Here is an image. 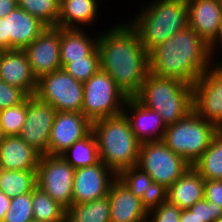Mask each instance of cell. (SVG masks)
Returning a JSON list of instances; mask_svg holds the SVG:
<instances>
[{
  "instance_id": "6da1fadb",
  "label": "cell",
  "mask_w": 222,
  "mask_h": 222,
  "mask_svg": "<svg viewBox=\"0 0 222 222\" xmlns=\"http://www.w3.org/2000/svg\"><path fill=\"white\" fill-rule=\"evenodd\" d=\"M113 27L99 34L100 67L128 97H134L149 73L148 52L129 22Z\"/></svg>"
},
{
  "instance_id": "7a4b0ae2",
  "label": "cell",
  "mask_w": 222,
  "mask_h": 222,
  "mask_svg": "<svg viewBox=\"0 0 222 222\" xmlns=\"http://www.w3.org/2000/svg\"><path fill=\"white\" fill-rule=\"evenodd\" d=\"M214 53L190 26L179 31L149 53V72L192 85L214 65Z\"/></svg>"
},
{
  "instance_id": "3957f363",
  "label": "cell",
  "mask_w": 222,
  "mask_h": 222,
  "mask_svg": "<svg viewBox=\"0 0 222 222\" xmlns=\"http://www.w3.org/2000/svg\"><path fill=\"white\" fill-rule=\"evenodd\" d=\"M128 20L149 53L188 26L186 0H152Z\"/></svg>"
},
{
  "instance_id": "277c9868",
  "label": "cell",
  "mask_w": 222,
  "mask_h": 222,
  "mask_svg": "<svg viewBox=\"0 0 222 222\" xmlns=\"http://www.w3.org/2000/svg\"><path fill=\"white\" fill-rule=\"evenodd\" d=\"M100 161L116 174L137 165L141 142L133 134L126 116L121 113L92 122Z\"/></svg>"
},
{
  "instance_id": "5b68a950",
  "label": "cell",
  "mask_w": 222,
  "mask_h": 222,
  "mask_svg": "<svg viewBox=\"0 0 222 222\" xmlns=\"http://www.w3.org/2000/svg\"><path fill=\"white\" fill-rule=\"evenodd\" d=\"M147 108L158 112L166 126L186 117L193 110V86L177 79L149 72L134 96Z\"/></svg>"
},
{
  "instance_id": "8992f818",
  "label": "cell",
  "mask_w": 222,
  "mask_h": 222,
  "mask_svg": "<svg viewBox=\"0 0 222 222\" xmlns=\"http://www.w3.org/2000/svg\"><path fill=\"white\" fill-rule=\"evenodd\" d=\"M218 128L192 110L186 117L166 127L162 141L191 165L209 147Z\"/></svg>"
},
{
  "instance_id": "52a82bcc",
  "label": "cell",
  "mask_w": 222,
  "mask_h": 222,
  "mask_svg": "<svg viewBox=\"0 0 222 222\" xmlns=\"http://www.w3.org/2000/svg\"><path fill=\"white\" fill-rule=\"evenodd\" d=\"M128 96L101 69L83 83L81 112L92 123L123 112Z\"/></svg>"
},
{
  "instance_id": "ba28073f",
  "label": "cell",
  "mask_w": 222,
  "mask_h": 222,
  "mask_svg": "<svg viewBox=\"0 0 222 222\" xmlns=\"http://www.w3.org/2000/svg\"><path fill=\"white\" fill-rule=\"evenodd\" d=\"M137 166L148 173L154 182L166 188L192 167L185 158L175 154L163 141L141 143Z\"/></svg>"
},
{
  "instance_id": "9c48e42d",
  "label": "cell",
  "mask_w": 222,
  "mask_h": 222,
  "mask_svg": "<svg viewBox=\"0 0 222 222\" xmlns=\"http://www.w3.org/2000/svg\"><path fill=\"white\" fill-rule=\"evenodd\" d=\"M35 95L57 111L81 112L83 83L61 68L37 80Z\"/></svg>"
},
{
  "instance_id": "30bf717a",
  "label": "cell",
  "mask_w": 222,
  "mask_h": 222,
  "mask_svg": "<svg viewBox=\"0 0 222 222\" xmlns=\"http://www.w3.org/2000/svg\"><path fill=\"white\" fill-rule=\"evenodd\" d=\"M75 169L60 155H41L37 186L65 209L72 205Z\"/></svg>"
},
{
  "instance_id": "8fae6325",
  "label": "cell",
  "mask_w": 222,
  "mask_h": 222,
  "mask_svg": "<svg viewBox=\"0 0 222 222\" xmlns=\"http://www.w3.org/2000/svg\"><path fill=\"white\" fill-rule=\"evenodd\" d=\"M193 84V110L219 130L222 128V58ZM218 60V61H217Z\"/></svg>"
},
{
  "instance_id": "7c38bea8",
  "label": "cell",
  "mask_w": 222,
  "mask_h": 222,
  "mask_svg": "<svg viewBox=\"0 0 222 222\" xmlns=\"http://www.w3.org/2000/svg\"><path fill=\"white\" fill-rule=\"evenodd\" d=\"M57 110L36 95L26 98V119L19 136L41 155L48 151L51 127Z\"/></svg>"
},
{
  "instance_id": "4fadbf2b",
  "label": "cell",
  "mask_w": 222,
  "mask_h": 222,
  "mask_svg": "<svg viewBox=\"0 0 222 222\" xmlns=\"http://www.w3.org/2000/svg\"><path fill=\"white\" fill-rule=\"evenodd\" d=\"M47 27L18 6L0 18V51L24 50Z\"/></svg>"
},
{
  "instance_id": "5bb4252c",
  "label": "cell",
  "mask_w": 222,
  "mask_h": 222,
  "mask_svg": "<svg viewBox=\"0 0 222 222\" xmlns=\"http://www.w3.org/2000/svg\"><path fill=\"white\" fill-rule=\"evenodd\" d=\"M117 174L99 161L92 166L74 171L72 204H81L104 198Z\"/></svg>"
},
{
  "instance_id": "9a60e30c",
  "label": "cell",
  "mask_w": 222,
  "mask_h": 222,
  "mask_svg": "<svg viewBox=\"0 0 222 222\" xmlns=\"http://www.w3.org/2000/svg\"><path fill=\"white\" fill-rule=\"evenodd\" d=\"M24 51L37 80L61 69L60 28L47 27Z\"/></svg>"
},
{
  "instance_id": "2e32d148",
  "label": "cell",
  "mask_w": 222,
  "mask_h": 222,
  "mask_svg": "<svg viewBox=\"0 0 222 222\" xmlns=\"http://www.w3.org/2000/svg\"><path fill=\"white\" fill-rule=\"evenodd\" d=\"M92 130L82 112L57 111L51 127L47 155H61Z\"/></svg>"
},
{
  "instance_id": "e0dca14e",
  "label": "cell",
  "mask_w": 222,
  "mask_h": 222,
  "mask_svg": "<svg viewBox=\"0 0 222 222\" xmlns=\"http://www.w3.org/2000/svg\"><path fill=\"white\" fill-rule=\"evenodd\" d=\"M122 113L141 143L162 141L167 126L158 112L147 108L135 97H128Z\"/></svg>"
},
{
  "instance_id": "ac0fdd59",
  "label": "cell",
  "mask_w": 222,
  "mask_h": 222,
  "mask_svg": "<svg viewBox=\"0 0 222 222\" xmlns=\"http://www.w3.org/2000/svg\"><path fill=\"white\" fill-rule=\"evenodd\" d=\"M117 178L139 199L147 212L167 201L168 188L152 180L137 165L121 170Z\"/></svg>"
},
{
  "instance_id": "d6986e66",
  "label": "cell",
  "mask_w": 222,
  "mask_h": 222,
  "mask_svg": "<svg viewBox=\"0 0 222 222\" xmlns=\"http://www.w3.org/2000/svg\"><path fill=\"white\" fill-rule=\"evenodd\" d=\"M188 26L210 46L217 40L222 20V0H186Z\"/></svg>"
},
{
  "instance_id": "ffe728a7",
  "label": "cell",
  "mask_w": 222,
  "mask_h": 222,
  "mask_svg": "<svg viewBox=\"0 0 222 222\" xmlns=\"http://www.w3.org/2000/svg\"><path fill=\"white\" fill-rule=\"evenodd\" d=\"M0 80L23 90L28 96L35 95L37 79L34 77L24 50L0 51Z\"/></svg>"
},
{
  "instance_id": "44dd1931",
  "label": "cell",
  "mask_w": 222,
  "mask_h": 222,
  "mask_svg": "<svg viewBox=\"0 0 222 222\" xmlns=\"http://www.w3.org/2000/svg\"><path fill=\"white\" fill-rule=\"evenodd\" d=\"M110 222H147L148 212L118 178L109 188Z\"/></svg>"
},
{
  "instance_id": "7402d4cb",
  "label": "cell",
  "mask_w": 222,
  "mask_h": 222,
  "mask_svg": "<svg viewBox=\"0 0 222 222\" xmlns=\"http://www.w3.org/2000/svg\"><path fill=\"white\" fill-rule=\"evenodd\" d=\"M41 154L19 135L4 136L0 145V168L3 170H37Z\"/></svg>"
},
{
  "instance_id": "603a6c76",
  "label": "cell",
  "mask_w": 222,
  "mask_h": 222,
  "mask_svg": "<svg viewBox=\"0 0 222 222\" xmlns=\"http://www.w3.org/2000/svg\"><path fill=\"white\" fill-rule=\"evenodd\" d=\"M204 185L205 179L191 167L168 188L167 201L181 210L189 209L204 198Z\"/></svg>"
},
{
  "instance_id": "cb8c5ba5",
  "label": "cell",
  "mask_w": 222,
  "mask_h": 222,
  "mask_svg": "<svg viewBox=\"0 0 222 222\" xmlns=\"http://www.w3.org/2000/svg\"><path fill=\"white\" fill-rule=\"evenodd\" d=\"M81 29L60 28V59L62 68L72 60L82 59L89 56L98 45L97 38Z\"/></svg>"
},
{
  "instance_id": "d4e9b609",
  "label": "cell",
  "mask_w": 222,
  "mask_h": 222,
  "mask_svg": "<svg viewBox=\"0 0 222 222\" xmlns=\"http://www.w3.org/2000/svg\"><path fill=\"white\" fill-rule=\"evenodd\" d=\"M98 1V0H97ZM96 0H64L60 3V13L58 17V28H76L92 26L97 22L99 16V6ZM91 24V25H90Z\"/></svg>"
},
{
  "instance_id": "484cf974",
  "label": "cell",
  "mask_w": 222,
  "mask_h": 222,
  "mask_svg": "<svg viewBox=\"0 0 222 222\" xmlns=\"http://www.w3.org/2000/svg\"><path fill=\"white\" fill-rule=\"evenodd\" d=\"M205 180H218L222 176V131L212 137L209 147L192 164Z\"/></svg>"
},
{
  "instance_id": "4316f807",
  "label": "cell",
  "mask_w": 222,
  "mask_h": 222,
  "mask_svg": "<svg viewBox=\"0 0 222 222\" xmlns=\"http://www.w3.org/2000/svg\"><path fill=\"white\" fill-rule=\"evenodd\" d=\"M74 169L92 166L100 161L98 143L91 130L85 137L76 141L61 155Z\"/></svg>"
},
{
  "instance_id": "83f0119b",
  "label": "cell",
  "mask_w": 222,
  "mask_h": 222,
  "mask_svg": "<svg viewBox=\"0 0 222 222\" xmlns=\"http://www.w3.org/2000/svg\"><path fill=\"white\" fill-rule=\"evenodd\" d=\"M65 222H110L108 196L91 202L72 204L66 209Z\"/></svg>"
},
{
  "instance_id": "f1b7e54d",
  "label": "cell",
  "mask_w": 222,
  "mask_h": 222,
  "mask_svg": "<svg viewBox=\"0 0 222 222\" xmlns=\"http://www.w3.org/2000/svg\"><path fill=\"white\" fill-rule=\"evenodd\" d=\"M37 187L36 170H3L0 175V191L8 197L32 192Z\"/></svg>"
},
{
  "instance_id": "f546056e",
  "label": "cell",
  "mask_w": 222,
  "mask_h": 222,
  "mask_svg": "<svg viewBox=\"0 0 222 222\" xmlns=\"http://www.w3.org/2000/svg\"><path fill=\"white\" fill-rule=\"evenodd\" d=\"M32 211L35 222H65L66 209L38 186L32 191Z\"/></svg>"
},
{
  "instance_id": "4dcf8cb0",
  "label": "cell",
  "mask_w": 222,
  "mask_h": 222,
  "mask_svg": "<svg viewBox=\"0 0 222 222\" xmlns=\"http://www.w3.org/2000/svg\"><path fill=\"white\" fill-rule=\"evenodd\" d=\"M18 7L41 21L46 27H57L60 13L58 0H17Z\"/></svg>"
},
{
  "instance_id": "1f68e13d",
  "label": "cell",
  "mask_w": 222,
  "mask_h": 222,
  "mask_svg": "<svg viewBox=\"0 0 222 222\" xmlns=\"http://www.w3.org/2000/svg\"><path fill=\"white\" fill-rule=\"evenodd\" d=\"M63 69L79 82H86L101 69L98 49L96 48L87 57L72 60V62L67 63Z\"/></svg>"
},
{
  "instance_id": "d6a6232c",
  "label": "cell",
  "mask_w": 222,
  "mask_h": 222,
  "mask_svg": "<svg viewBox=\"0 0 222 222\" xmlns=\"http://www.w3.org/2000/svg\"><path fill=\"white\" fill-rule=\"evenodd\" d=\"M26 119V99L16 105L0 110V129L4 136L19 135Z\"/></svg>"
},
{
  "instance_id": "836d02e7",
  "label": "cell",
  "mask_w": 222,
  "mask_h": 222,
  "mask_svg": "<svg viewBox=\"0 0 222 222\" xmlns=\"http://www.w3.org/2000/svg\"><path fill=\"white\" fill-rule=\"evenodd\" d=\"M31 221H33L32 192L12 197L3 222Z\"/></svg>"
},
{
  "instance_id": "e575fe53",
  "label": "cell",
  "mask_w": 222,
  "mask_h": 222,
  "mask_svg": "<svg viewBox=\"0 0 222 222\" xmlns=\"http://www.w3.org/2000/svg\"><path fill=\"white\" fill-rule=\"evenodd\" d=\"M181 212L178 206L166 201L148 212L147 222H180Z\"/></svg>"
},
{
  "instance_id": "d590c367",
  "label": "cell",
  "mask_w": 222,
  "mask_h": 222,
  "mask_svg": "<svg viewBox=\"0 0 222 222\" xmlns=\"http://www.w3.org/2000/svg\"><path fill=\"white\" fill-rule=\"evenodd\" d=\"M28 95L18 87L0 80V110L22 103Z\"/></svg>"
},
{
  "instance_id": "8d00e7d4",
  "label": "cell",
  "mask_w": 222,
  "mask_h": 222,
  "mask_svg": "<svg viewBox=\"0 0 222 222\" xmlns=\"http://www.w3.org/2000/svg\"><path fill=\"white\" fill-rule=\"evenodd\" d=\"M189 209L195 213L202 222H213L214 220L222 218V208L207 201L205 198L196 202Z\"/></svg>"
},
{
  "instance_id": "74e56055",
  "label": "cell",
  "mask_w": 222,
  "mask_h": 222,
  "mask_svg": "<svg viewBox=\"0 0 222 222\" xmlns=\"http://www.w3.org/2000/svg\"><path fill=\"white\" fill-rule=\"evenodd\" d=\"M204 198L222 208V183L219 180H205Z\"/></svg>"
},
{
  "instance_id": "f35d334b",
  "label": "cell",
  "mask_w": 222,
  "mask_h": 222,
  "mask_svg": "<svg viewBox=\"0 0 222 222\" xmlns=\"http://www.w3.org/2000/svg\"><path fill=\"white\" fill-rule=\"evenodd\" d=\"M17 6V0H0V18H4Z\"/></svg>"
},
{
  "instance_id": "ab89813d",
  "label": "cell",
  "mask_w": 222,
  "mask_h": 222,
  "mask_svg": "<svg viewBox=\"0 0 222 222\" xmlns=\"http://www.w3.org/2000/svg\"><path fill=\"white\" fill-rule=\"evenodd\" d=\"M11 198L4 192L0 191V222H3L6 212L9 210Z\"/></svg>"
},
{
  "instance_id": "60d3db41",
  "label": "cell",
  "mask_w": 222,
  "mask_h": 222,
  "mask_svg": "<svg viewBox=\"0 0 222 222\" xmlns=\"http://www.w3.org/2000/svg\"><path fill=\"white\" fill-rule=\"evenodd\" d=\"M180 222H202V220L190 209H184L180 215Z\"/></svg>"
},
{
  "instance_id": "b9f144b4",
  "label": "cell",
  "mask_w": 222,
  "mask_h": 222,
  "mask_svg": "<svg viewBox=\"0 0 222 222\" xmlns=\"http://www.w3.org/2000/svg\"><path fill=\"white\" fill-rule=\"evenodd\" d=\"M222 47V20L217 40L211 45V50L215 54Z\"/></svg>"
},
{
  "instance_id": "7bdbcfd3",
  "label": "cell",
  "mask_w": 222,
  "mask_h": 222,
  "mask_svg": "<svg viewBox=\"0 0 222 222\" xmlns=\"http://www.w3.org/2000/svg\"><path fill=\"white\" fill-rule=\"evenodd\" d=\"M3 138H4V135H3V133H2V131L0 129V145H1L2 141H3Z\"/></svg>"
},
{
  "instance_id": "ee69618b",
  "label": "cell",
  "mask_w": 222,
  "mask_h": 222,
  "mask_svg": "<svg viewBox=\"0 0 222 222\" xmlns=\"http://www.w3.org/2000/svg\"><path fill=\"white\" fill-rule=\"evenodd\" d=\"M213 222H222V218H219L217 220H214Z\"/></svg>"
},
{
  "instance_id": "f6af8a7d",
  "label": "cell",
  "mask_w": 222,
  "mask_h": 222,
  "mask_svg": "<svg viewBox=\"0 0 222 222\" xmlns=\"http://www.w3.org/2000/svg\"><path fill=\"white\" fill-rule=\"evenodd\" d=\"M218 180L222 183V176Z\"/></svg>"
}]
</instances>
